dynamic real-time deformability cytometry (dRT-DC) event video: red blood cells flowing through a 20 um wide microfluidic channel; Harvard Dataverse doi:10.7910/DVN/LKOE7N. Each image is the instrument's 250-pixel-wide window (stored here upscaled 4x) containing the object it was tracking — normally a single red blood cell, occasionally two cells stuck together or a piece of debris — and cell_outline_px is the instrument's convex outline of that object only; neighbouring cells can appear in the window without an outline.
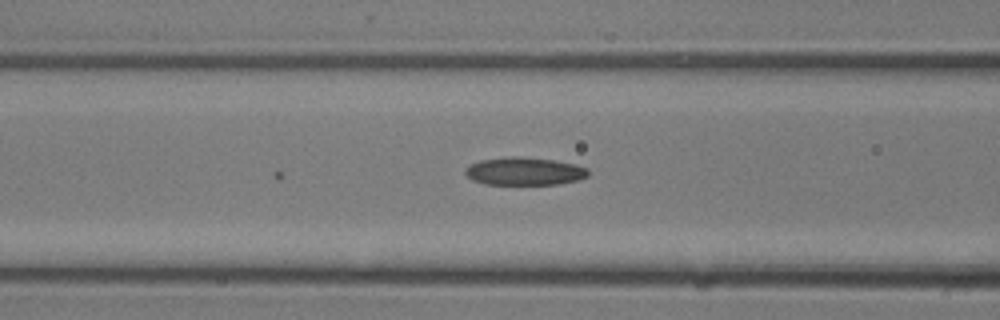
{"species": "common noctule bat (a hibernating species)", "species_latin": "Nyctalus noctula", "temperature_condition": "room temperature", "stored_images_in_passage": 6, "camera_frame_rate_fps": 3000, "um_per_image_px": 0.085, "animal": {"sex": "male", "body_mass_g": 13.3}, "frame": {"image": 1, "passage_image": 5, "time_ms": 1.333, "image_size_px": [1000, 320], "cell_outline_px": [[588, 176], [580, 180], [560, 184], [484, 184], [472, 180], [464, 172], [472, 164], [480, 160], [512, 156], [520, 156], [552, 160], [576, 164], [588, 168]], "centroid_in_image_um": [44.62, 14.56], "position_along_channel_um": 122.0, "area_um2": 19.94}}